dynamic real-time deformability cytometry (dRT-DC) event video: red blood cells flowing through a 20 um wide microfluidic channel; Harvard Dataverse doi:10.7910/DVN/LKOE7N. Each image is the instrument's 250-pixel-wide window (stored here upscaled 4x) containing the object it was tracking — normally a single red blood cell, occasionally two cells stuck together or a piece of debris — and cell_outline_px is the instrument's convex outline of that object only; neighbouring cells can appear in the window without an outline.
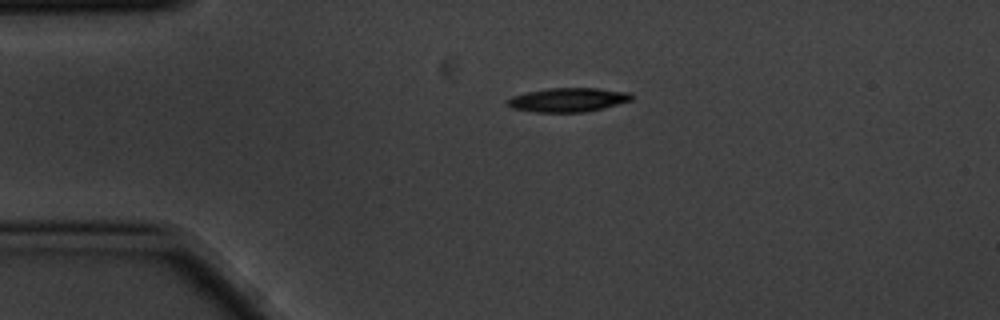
{"species": "common noctule bat (a hibernating species)", "species_latin": "Nyctalus noctula", "temperature_condition": "cold", "stored_images_in_passage": 3, "segment_of_instrument_passage": [1, 2], "camera_frame_rate_fps": 3000, "um_per_image_px": 0.085, "animal": {"sex": "male", "body_mass_g": 20.1, "forearm_length_mm": 53.5}, "frame": {"image": 1, "passage_image": 1, "time_ms": 0.0, "image_size_px": [1000, 320], "cell_outline_px": [[632, 100], [604, 108], [584, 112], [536, 112], [512, 108], [508, 104], [508, 100], [512, 96], [528, 92], [548, 88], [600, 88], [628, 92], [632, 96]], "centroid_in_image_um": [48.31, 8.48], "position_along_channel_um": 36.7, "area_um2": 17.22}}